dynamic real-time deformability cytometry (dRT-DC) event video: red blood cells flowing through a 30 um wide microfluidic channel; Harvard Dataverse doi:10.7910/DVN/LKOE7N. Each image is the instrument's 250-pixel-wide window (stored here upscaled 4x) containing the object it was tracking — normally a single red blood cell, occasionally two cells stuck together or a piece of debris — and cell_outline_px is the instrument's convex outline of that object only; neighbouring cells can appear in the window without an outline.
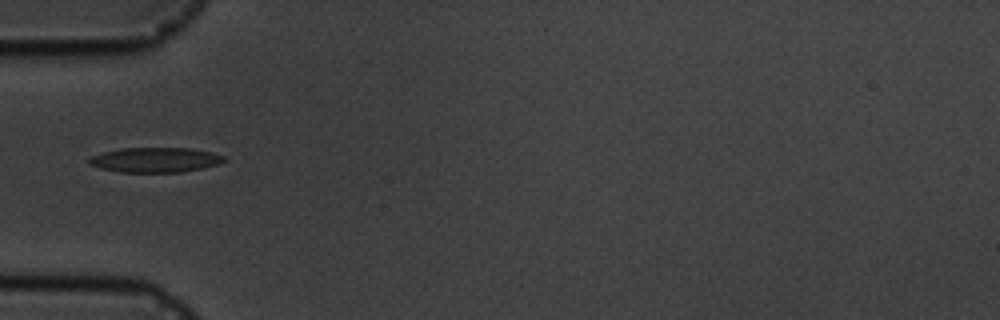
{"species": "common noctule bat (a hibernating species)", "species_latin": "Nyctalus noctula", "temperature_condition": "cold", "stored_images_in_passage": 17, "camera_frame_rate_fps": 3000, "um_per_image_px": 0.085, "animal": {"sex": "male", "body_mass_g": 19.5, "forearm_length_mm": 54.6}, "frame": {"image": 1, "passage_image": 6, "time_ms": 5.667, "image_size_px": [1000, 320], "cell_outline_px": [[228, 160], [220, 164], [180, 172], [120, 172], [100, 168], [88, 164], [88, 160], [92, 156], [104, 152], [124, 148], [188, 148], [212, 152], [224, 156]], "centroid_in_image_um": [13.22, 13.59], "position_along_channel_um": 71.8, "area_um2": 19.48}}
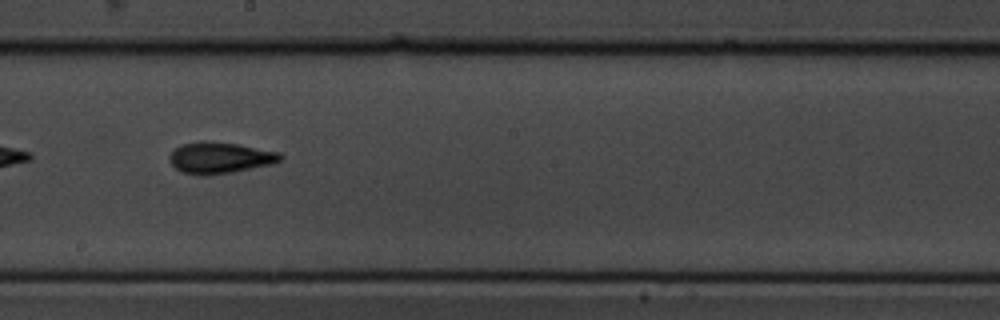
{"frame": {"image": 2, "passage_image": 10, "time_ms": 10.0, "image_size_px": [1000, 320], "cell_outline_px": [[284, 156], [280, 160], [272, 164], [232, 172], [204, 176], [180, 172], [168, 160], [168, 156], [180, 144], [204, 140], [236, 144], [280, 152]], "centroid_in_image_um": [18.66, 13.41], "position_along_channel_um": 229.5, "area_um2": 20.29}}
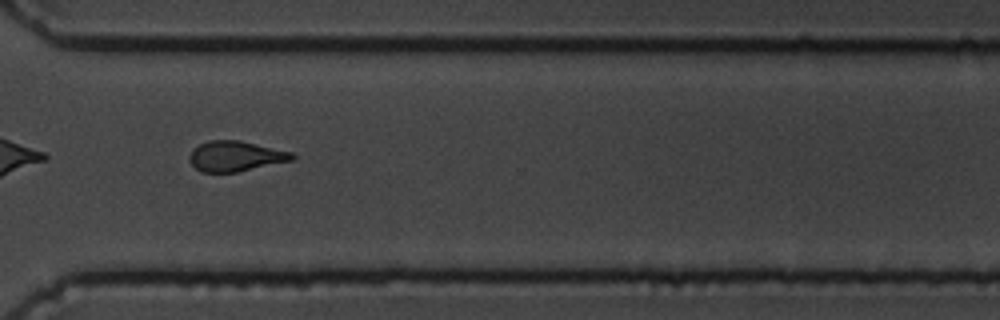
{"frame": {"image": 3, "passage_image": 13, "time_ms": 13.333, "image_size_px": [1000, 320], "cell_outline_px": [[296, 156], [292, 160], [236, 172], [200, 172], [188, 160], [188, 156], [192, 148], [208, 140], [240, 140], [292, 152]], "centroid_in_image_um": [19.97, 13.27], "position_along_channel_um": 350.6, "area_um2": 18.15}, "authors_computed_cell_mechanics": {"area_um2": 19.1318, "velocity_mm_per_s": 3.6428, "shape_relaxation_time_tau1_ms": 2.8678, "shape_relaxation_time_tau2_ms": 2.2957, "deformation_change_tau1": 0.1229, "deformation_change_tau2": 0.0864}}